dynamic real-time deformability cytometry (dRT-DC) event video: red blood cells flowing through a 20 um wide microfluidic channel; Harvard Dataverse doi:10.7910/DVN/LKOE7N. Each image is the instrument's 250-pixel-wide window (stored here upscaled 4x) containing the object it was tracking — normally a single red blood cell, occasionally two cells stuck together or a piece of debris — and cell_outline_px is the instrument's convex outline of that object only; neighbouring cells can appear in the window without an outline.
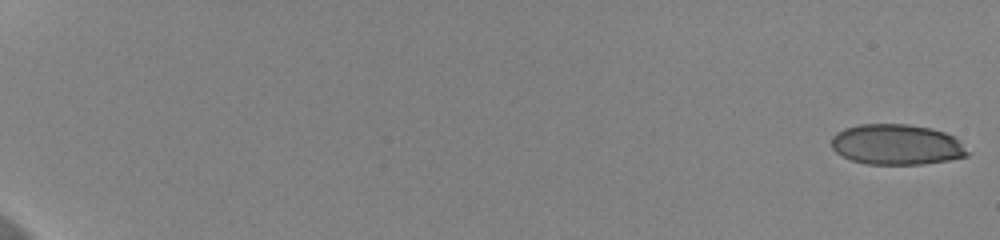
{"species": "human", "species_latin": "Homo sapiens", "temperature_condition": "cold", "stored_images_in_passage": 59, "camera_frame_rate_fps": 3000, "um_per_image_px": 0.085, "donor": {"sex": "female"}, "frame": {"image": 1, "passage_image": 1, "time_ms": 0.0, "image_size_px": [1000, 240], "cell_outline_px": [[972, 152], [968, 156], [948, 160], [924, 164], [868, 164], [852, 160], [836, 152], [832, 148], [832, 136], [836, 132], [844, 128], [860, 124], [908, 124], [932, 128], [944, 132], [952, 136]], "centroid_in_image_um": [76.23, 12.28], "position_along_channel_um": 8.8, "area_um2": 32.19}}
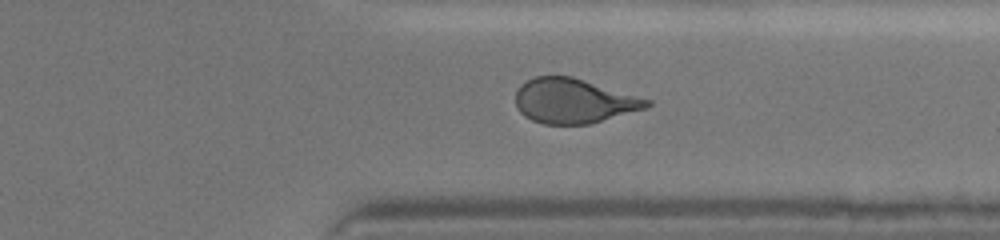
{"frame": {"image": 2, "passage_image": 48, "time_ms": 15.667, "image_size_px": [1000, 240], "cell_outline_px": [[652, 104], [648, 108], [588, 124], [544, 124], [532, 120], [524, 116], [516, 108], [516, 92], [520, 84], [536, 76], [572, 76], [652, 100]], "centroid_in_image_um": [48.77, 8.58], "position_along_channel_um": 362.6, "area_um2": 34.22}}
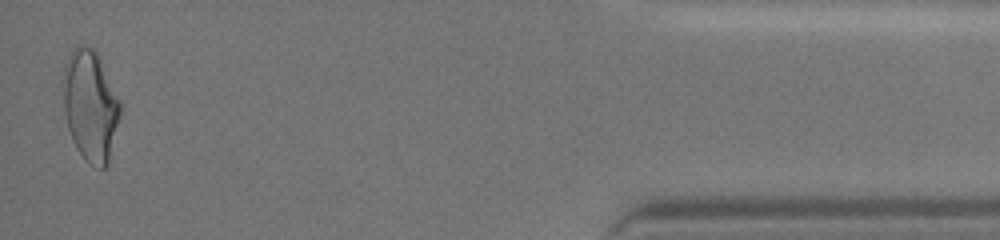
{"frame": {"image": 3, "passage_image": 58, "time_ms": 19.0, "image_size_px": [1000, 240], "cell_outline_px": [[120, 116], [108, 164], [104, 168], [100, 168], [88, 164], [84, 160], [76, 148], [72, 140], [68, 128], [64, 112], [60, 84], [60, 80], [64, 64], [72, 48], [80, 44], [92, 48], [96, 52], [120, 100]], "centroid_in_image_um": [7.63, 8.97], "position_along_channel_um": 427.6, "area_um2": 37.51}, "authors_computed_cell_mechanics": {"area_um2": 34.8534, "velocity_mm_per_s": 3.6601, "shape_relaxation_time_tau1_ms": null, "shape_relaxation_time_tau2_ms": 0.7305, "deformation_change_tau1": null, "deformation_change_tau2": 0.0662}}